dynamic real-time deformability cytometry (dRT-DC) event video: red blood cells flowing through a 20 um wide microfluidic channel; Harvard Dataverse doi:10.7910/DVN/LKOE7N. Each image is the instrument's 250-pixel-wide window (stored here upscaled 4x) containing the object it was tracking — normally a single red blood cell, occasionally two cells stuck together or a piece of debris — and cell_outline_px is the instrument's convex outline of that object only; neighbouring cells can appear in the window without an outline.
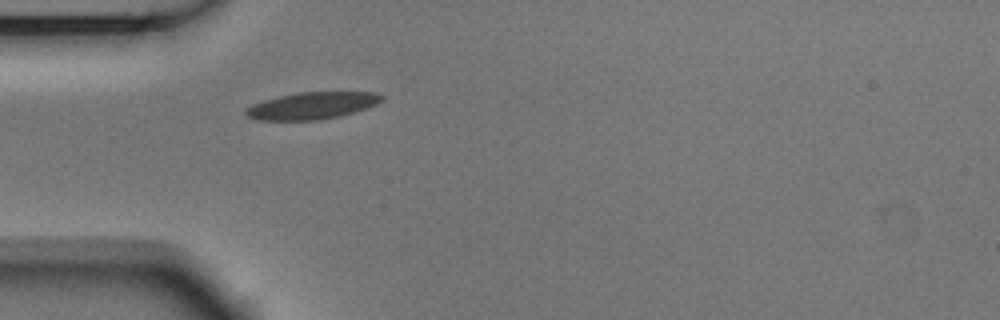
{"species": "Egyptian fruit bat (a non-hibernating species)", "species_latin": "Rousettus aegyptiacus", "temperature_condition": "room temperature", "stored_images_in_passage": 37, "camera_frame_rate_fps": 3000, "um_per_image_px": 0.085, "animal": {"sex": "male"}, "frame": {"image": 1, "passage_image": 1, "time_ms": 0.0, "image_size_px": [1000, 320], "cell_outline_px": [[384, 100], [376, 104], [340, 116], [316, 120], [256, 120], [248, 116], [244, 112], [244, 108], [252, 104], [264, 100], [296, 92], [376, 92], [384, 96]], "centroid_in_image_um": [26.5, 8.97], "position_along_channel_um": 58.5, "area_um2": 21.33}}
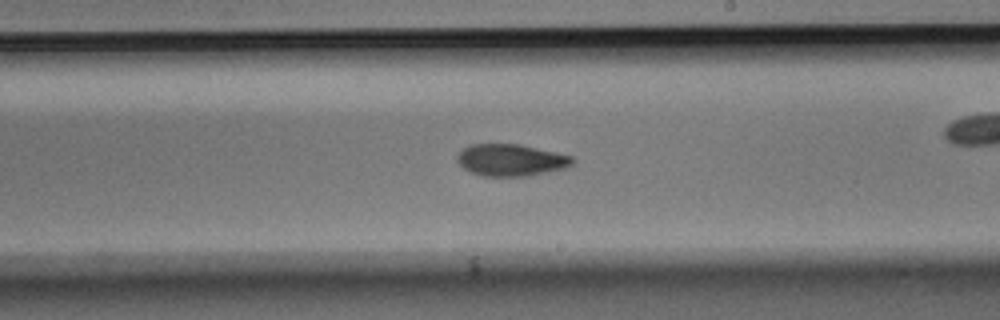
{"frame": {"image": 2, "passage_image": 13, "time_ms": 4.0, "image_size_px": [1000, 320], "cell_outline_px": [[576, 160], [568, 168], [532, 176], [484, 176], [472, 172], [464, 168], [456, 160], [456, 156], [464, 148], [472, 144], [520, 144], [556, 152], [572, 156]], "centroid_in_image_um": [43.49, 13.61], "position_along_channel_um": 245.5, "area_um2": 21.62}}
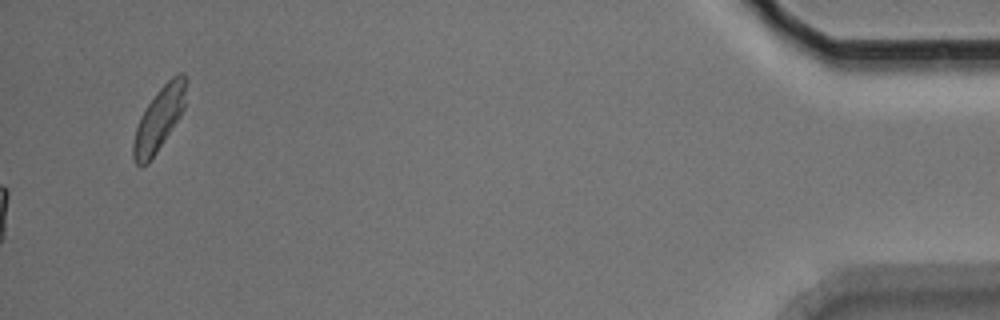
{"frame": {"image": 3, "passage_image": 37, "time_ms": 12.0, "image_size_px": [1000, 320], "cell_outline_px": [[188, 80], [184, 108], [180, 116], [148, 164], [140, 168], [136, 164], [132, 156], [132, 144], [136, 128], [140, 116], [156, 92], [176, 72], [184, 72]], "centroid_in_image_um": [13.53, 10.08], "position_along_channel_um": 421.7, "area_um2": 19.65}, "authors_computed_cell_mechanics": {"area_um2": 21.2126, "velocity_mm_per_s": 3.7341, "shape_relaxation_time_tau1_ms": 1.7605, "shape_relaxation_time_tau2_ms": 3.5601, "deformation_change_tau1": 0.1417, "deformation_change_tau2": 0.0992}}